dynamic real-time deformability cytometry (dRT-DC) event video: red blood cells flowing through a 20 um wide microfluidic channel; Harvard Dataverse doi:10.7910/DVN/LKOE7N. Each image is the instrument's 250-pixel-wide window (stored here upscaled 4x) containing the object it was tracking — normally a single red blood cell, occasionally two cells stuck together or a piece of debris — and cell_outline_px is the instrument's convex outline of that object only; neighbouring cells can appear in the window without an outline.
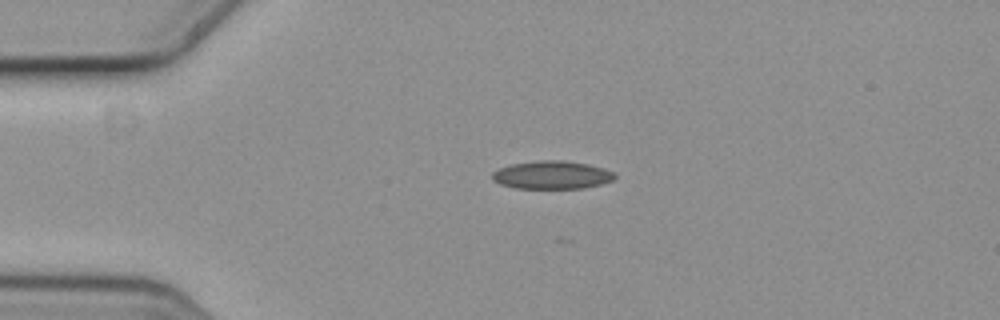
{"species": "common noctule bat (a hibernating species)", "species_latin": "Nyctalus noctula", "temperature_condition": "cold", "stored_images_in_passage": 4, "camera_frame_rate_fps": 3000, "um_per_image_px": 0.085, "animal": {"sex": "female", "body_mass_g": 19.3, "forearm_length_mm": 54.1}, "frame": {"image": 1, "passage_image": 3, "time_ms": 0.667, "image_size_px": [1000, 320], "cell_outline_px": [[616, 176], [612, 180], [600, 184], [584, 188], [516, 188], [500, 184], [492, 180], [492, 172], [500, 168], [512, 164], [536, 160], [564, 160], [588, 164], [604, 168], [612, 172]], "centroid_in_image_um": [46.89, 14.86], "position_along_channel_um": 38.1, "area_um2": 20.0}}